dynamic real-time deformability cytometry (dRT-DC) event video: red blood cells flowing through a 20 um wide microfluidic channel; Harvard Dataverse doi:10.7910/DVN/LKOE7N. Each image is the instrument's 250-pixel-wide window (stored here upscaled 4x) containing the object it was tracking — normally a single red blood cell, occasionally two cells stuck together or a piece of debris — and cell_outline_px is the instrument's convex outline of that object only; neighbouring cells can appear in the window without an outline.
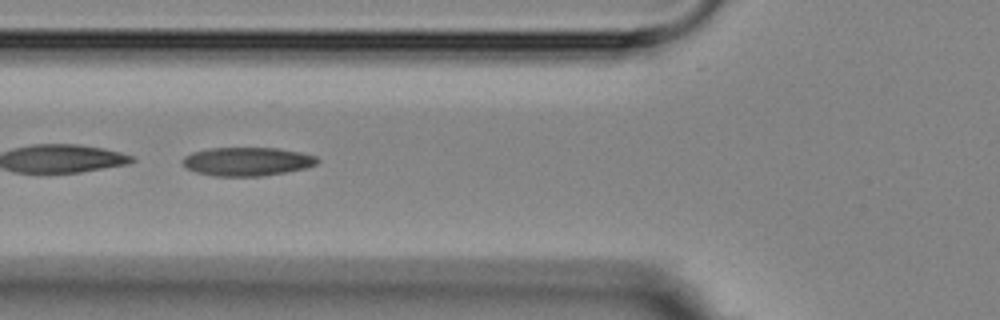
{"species": "Egyptian fruit bat (a non-hibernating species)", "species_latin": "Rousettus aegyptiacus", "temperature_condition": "room temperature", "stored_images_in_passage": 9, "camera_frame_rate_fps": 3000, "um_per_image_px": 0.085, "animal": {"sex": "female"}, "frame": {"image": 1, "passage_image": 6, "time_ms": 5.667, "image_size_px": [1000, 320], "cell_outline_px": [[320, 160], [316, 164], [304, 168], [264, 176], [212, 176], [196, 172], [184, 168], [180, 164], [180, 160], [184, 156], [192, 152], [208, 148], [276, 148], [300, 152], [316, 156]], "centroid_in_image_um": [20.93, 13.73], "position_along_channel_um": 104.9, "area_um2": 22.66}}
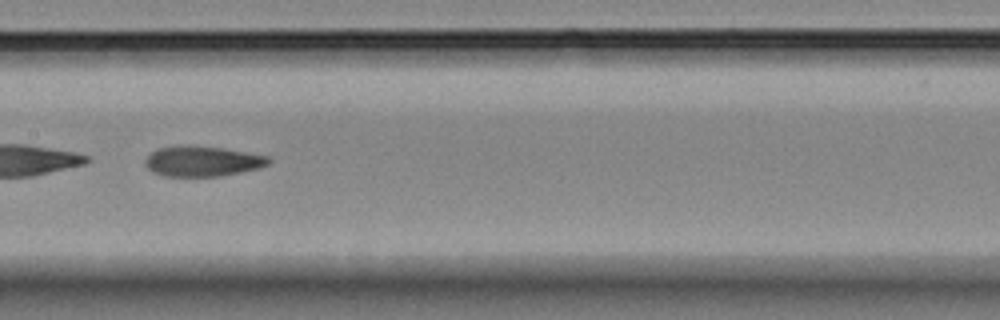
{"frame": {"image": 2, "passage_image": 8, "time_ms": 8.0, "image_size_px": [1000, 320], "cell_outline_px": [[272, 160], [268, 164], [260, 168], [220, 176], [164, 176], [152, 172], [144, 164], [144, 160], [152, 152], [160, 148], [188, 144], [224, 148], [268, 156]], "centroid_in_image_um": [17.2, 13.7], "position_along_channel_um": 190.2, "area_um2": 21.91}}
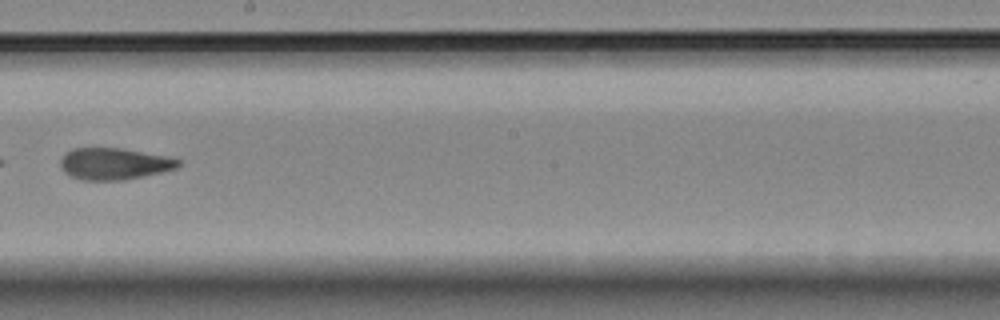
{"frame": {"image": 3, "passage_image": 9, "time_ms": 9.333, "image_size_px": [1000, 320], "cell_outline_px": [[180, 164], [176, 168], [144, 176], [124, 180], [84, 180], [72, 176], [64, 172], [60, 164], [60, 160], [64, 152], [72, 148], [124, 148], [164, 156], [180, 160]], "centroid_in_image_um": [9.66, 13.91], "position_along_channel_um": 238.5, "area_um2": 21.68}}